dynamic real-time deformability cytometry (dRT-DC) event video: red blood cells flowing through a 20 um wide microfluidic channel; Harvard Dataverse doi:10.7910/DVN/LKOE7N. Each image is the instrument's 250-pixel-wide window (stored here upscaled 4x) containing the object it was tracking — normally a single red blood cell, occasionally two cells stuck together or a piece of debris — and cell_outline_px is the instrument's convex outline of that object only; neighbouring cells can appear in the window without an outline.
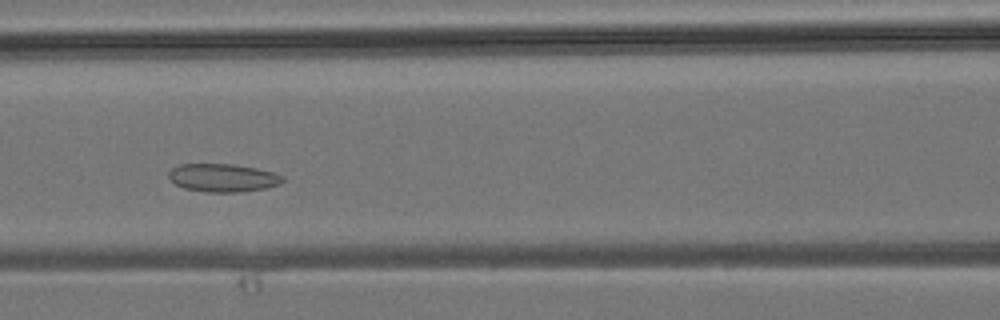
{"species": "common noctule bat (a hibernating species)", "species_latin": "Nyctalus noctula", "temperature_condition": "room temperature", "stored_images_in_passage": 34, "camera_frame_rate_fps": 3000, "um_per_image_px": 0.085, "animal": {"sex": "male", "body_mass_g": 19.2, "forearm_length_mm": 51.8}, "frame": {"image": 1, "passage_image": 13, "time_ms": 4.0, "image_size_px": [1000, 320], "cell_outline_px": [[284, 180], [280, 184], [264, 188], [240, 192], [204, 192], [184, 188], [176, 184], [168, 176], [168, 172], [172, 168], [180, 164], [232, 164], [256, 168], [276, 172], [284, 176]], "centroid_in_image_um": [18.96, 15.11], "position_along_channel_um": 147.6, "area_um2": 18.73}}
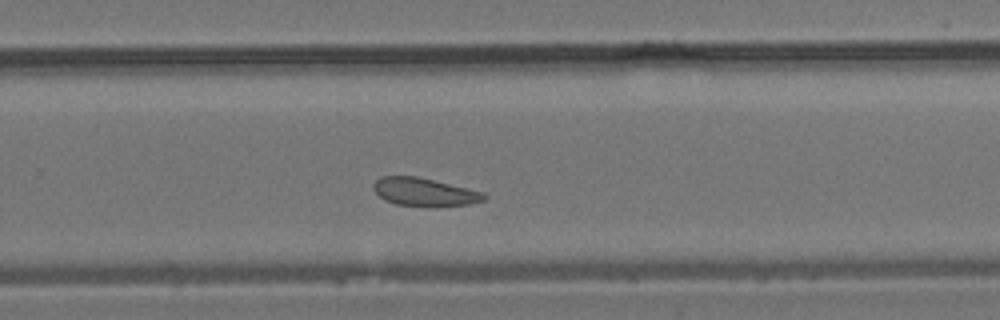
{"frame": {"image": 2, "passage_image": 21, "time_ms": 6.667, "image_size_px": [1000, 320], "cell_outline_px": [[488, 196], [484, 200], [468, 204], [436, 208], [428, 208], [396, 204], [384, 200], [372, 188], [372, 184], [380, 176], [416, 176], [484, 192]], "centroid_in_image_um": [36.07, 16.35], "position_along_channel_um": 293.7, "area_um2": 18.5}}
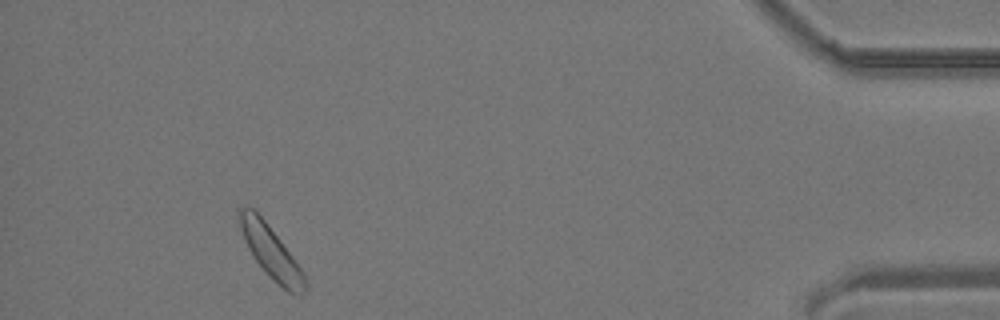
{"frame": {"image": 3, "passage_image": 31, "time_ms": 10.0, "image_size_px": [1000, 320], "cell_outline_px": [[308, 288], [300, 296], [296, 296], [288, 292], [268, 276], [252, 256], [244, 240], [240, 228], [236, 212], [236, 208], [252, 208], [264, 220], [280, 240], [304, 272], [308, 284]], "centroid_in_image_um": [23.04, 21.47], "position_along_channel_um": 412.2, "area_um2": 20.06}}